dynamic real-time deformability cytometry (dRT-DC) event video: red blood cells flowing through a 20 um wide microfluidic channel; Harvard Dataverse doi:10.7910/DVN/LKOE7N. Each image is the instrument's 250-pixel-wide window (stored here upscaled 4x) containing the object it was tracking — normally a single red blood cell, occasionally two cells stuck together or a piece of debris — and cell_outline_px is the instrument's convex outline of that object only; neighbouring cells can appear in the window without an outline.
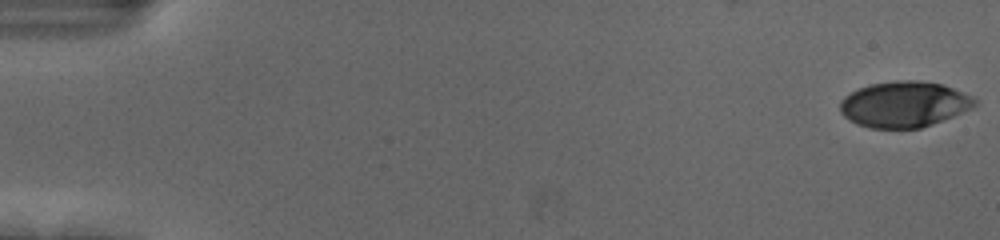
{"species": "human", "species_latin": "Homo sapiens", "temperature_condition": "cold", "stored_images_in_passage": 56, "camera_frame_rate_fps": 3000, "um_per_image_px": 0.085, "donor": {"sex": "female"}, "frame": {"image": 1, "passage_image": 1, "time_ms": 0.0, "image_size_px": [1000, 240], "cell_outline_px": [[976, 104], [972, 108], [932, 124], [920, 128], [868, 128], [856, 124], [844, 116], [840, 112], [840, 100], [844, 96], [860, 88], [872, 84], [896, 80], [916, 80], [940, 84], [952, 88], [972, 96], [976, 100]], "centroid_in_image_um": [76.82, 8.87], "position_along_channel_um": 8.2, "area_um2": 35.72}}
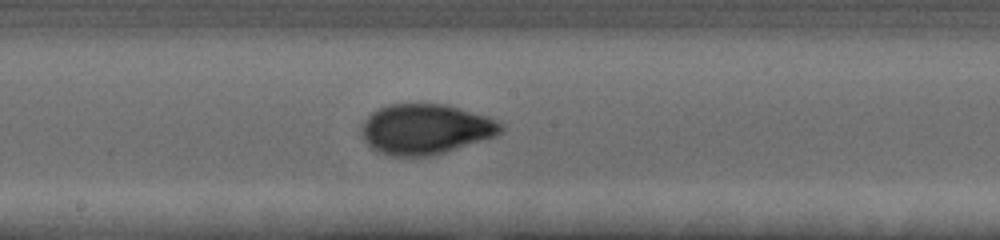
{"frame": {"image": 2, "passage_image": 31, "time_ms": 10.0, "image_size_px": [1000, 240], "cell_outline_px": [[504, 132], [496, 136], [432, 156], [392, 156], [380, 152], [372, 148], [364, 140], [360, 132], [364, 120], [372, 112], [388, 104], [448, 104], [488, 116], [504, 124]], "centroid_in_image_um": [36.2, 10.97], "position_along_channel_um": 212.0, "area_um2": 41.04}}
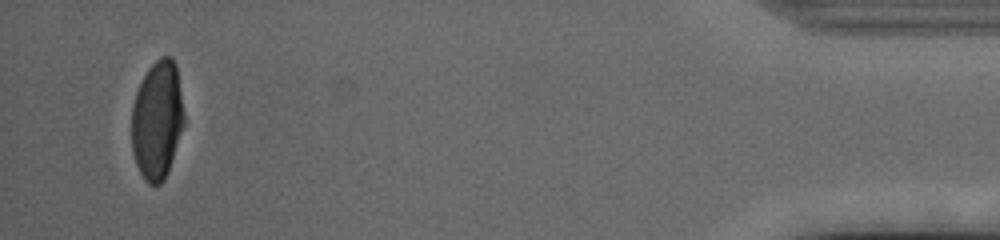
{"frame": {"image": 3, "passage_image": 54, "time_ms": 17.667, "image_size_px": [1000, 240], "cell_outline_px": [[184, 124], [168, 172], [164, 180], [160, 184], [148, 184], [144, 180], [136, 164], [132, 152], [132, 104], [136, 92], [148, 68], [160, 56], [172, 56], [176, 64], [184, 112]], "centroid_in_image_um": [13.36, 10.2], "position_along_channel_um": 421.8, "area_um2": 36.36}, "authors_computed_cell_mechanics": {"area_um2": 38.5237, "velocity_mm_per_s": 3.6706, "shape_relaxation_time_tau1_ms": 3.3315, "shape_relaxation_time_tau2_ms": 1.0434, "deformation_change_tau1": 0.196, "deformation_change_tau2": 0.0465}}